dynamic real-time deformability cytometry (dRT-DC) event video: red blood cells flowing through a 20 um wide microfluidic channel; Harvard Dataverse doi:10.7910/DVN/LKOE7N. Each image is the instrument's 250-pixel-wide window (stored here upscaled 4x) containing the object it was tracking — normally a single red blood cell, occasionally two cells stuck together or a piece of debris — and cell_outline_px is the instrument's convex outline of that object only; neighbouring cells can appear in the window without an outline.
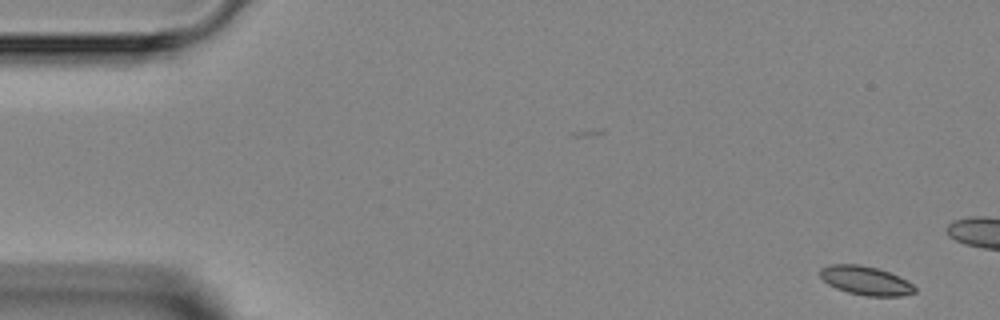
{"species": "Egyptian fruit bat (a non-hibernating species)", "species_latin": "Rousettus aegyptiacus", "temperature_condition": "room temperature", "stored_images_in_passage": 4, "camera_frame_rate_fps": 3000, "um_per_image_px": 0.085, "animal": {"sex": "female"}, "frame": {"image": 1, "passage_image": 1, "time_ms": 0.0, "image_size_px": [1000, 320], "cell_outline_px": [[916, 292], [900, 296], [868, 296], [848, 292], [836, 288], [828, 284], [820, 276], [820, 268], [828, 264], [860, 264], [876, 268], [888, 272], [912, 284], [916, 288]], "centroid_in_image_um": [73.54, 23.84], "position_along_channel_um": 11.5, "area_um2": 15.72}}